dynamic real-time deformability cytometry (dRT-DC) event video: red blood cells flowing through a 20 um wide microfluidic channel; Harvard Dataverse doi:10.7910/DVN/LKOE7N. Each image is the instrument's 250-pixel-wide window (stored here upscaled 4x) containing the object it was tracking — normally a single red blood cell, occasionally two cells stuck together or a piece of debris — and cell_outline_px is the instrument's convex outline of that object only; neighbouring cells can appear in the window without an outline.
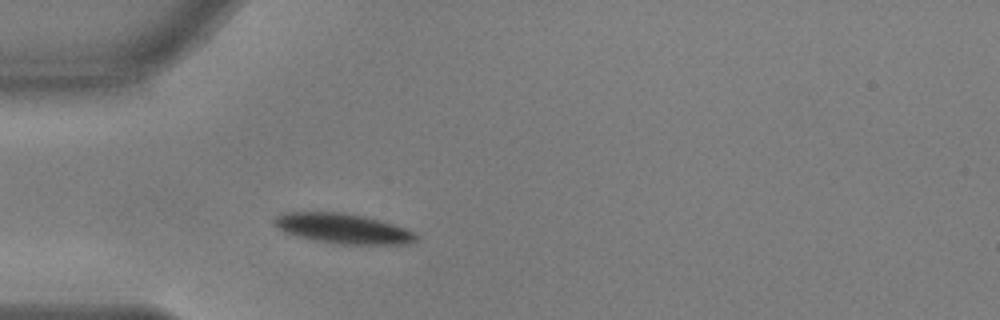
{"species": "common noctule bat (a hibernating species)", "species_latin": "Nyctalus noctula", "temperature_condition": "warm", "stored_images_in_passage": 33, "camera_frame_rate_fps": 3000, "um_per_image_px": 0.085, "animal": {"sex": "male", "body_mass_g": 17.9, "forearm_length_mm": 54.2}, "frame": {"image": 1, "passage_image": 1, "time_ms": 0.0, "image_size_px": [1000, 320], "cell_outline_px": [[420, 240], [408, 244], [340, 244], [316, 240], [296, 236], [284, 232], [276, 228], [272, 224], [272, 220], [280, 212], [344, 212], [364, 216], [380, 220], [416, 232], [420, 236]], "centroid_in_image_um": [29.14, 19.42], "position_along_channel_um": 55.9, "area_um2": 25.14}}
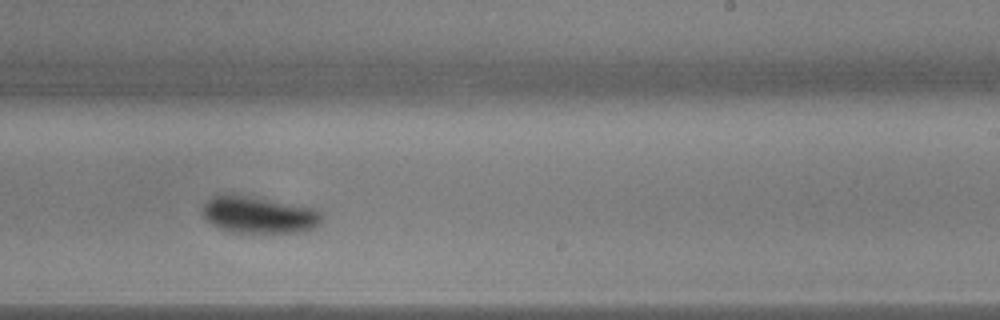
{"frame": {"image": 2, "passage_image": 19, "time_ms": 6.0, "image_size_px": [1000, 320], "cell_outline_px": [[324, 212], [320, 224], [312, 228], [300, 232], [228, 232], [212, 224], [204, 216], [204, 204], [212, 196], [224, 192], [228, 192], [316, 208]], "centroid_in_image_um": [22.02, 18.23], "position_along_channel_um": 267.0, "area_um2": 25.84}}
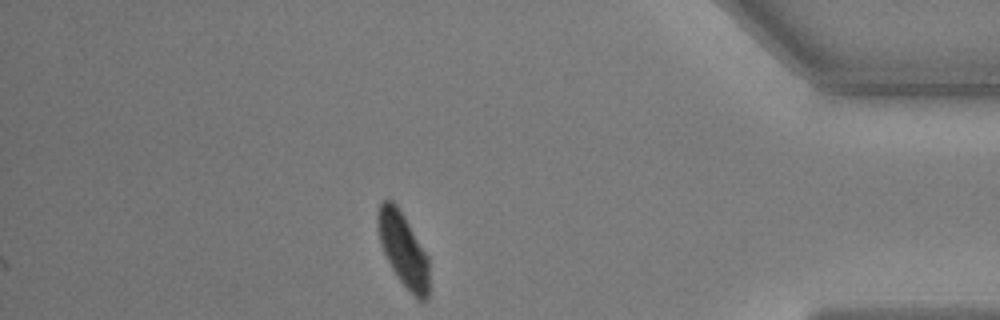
{"frame": {"image": 3, "passage_image": 33, "time_ms": 10.667, "image_size_px": [1000, 320], "cell_outline_px": [[428, 300], [416, 300], [396, 276], [380, 244], [376, 224], [376, 212], [380, 200], [392, 200], [396, 204], [404, 216], [428, 256]], "centroid_in_image_um": [34.24, 21.2], "position_along_channel_um": 401.0, "area_um2": 22.25}, "authors_computed_cell_mechanics": {"area_um2": 25.8366, "velocity_mm_per_s": 3.6382, "shape_relaxation_time_tau1_ms": 3.5766, "shape_relaxation_time_tau2_ms": null, "deformation_change_tau1": 0.1673, "deformation_change_tau2": null}}